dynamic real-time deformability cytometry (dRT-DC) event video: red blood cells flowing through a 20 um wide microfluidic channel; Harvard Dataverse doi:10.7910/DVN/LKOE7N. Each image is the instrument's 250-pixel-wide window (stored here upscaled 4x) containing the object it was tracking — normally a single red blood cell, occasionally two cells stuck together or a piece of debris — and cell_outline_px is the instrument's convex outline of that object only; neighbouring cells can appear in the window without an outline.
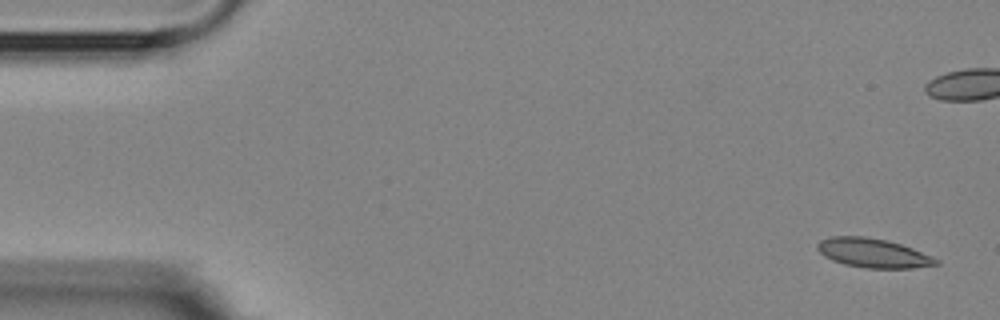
{"species": "Egyptian fruit bat (a non-hibernating species)", "species_latin": "Rousettus aegyptiacus", "temperature_condition": "room temperature", "stored_images_in_passage": 4, "camera_frame_rate_fps": 3000, "um_per_image_px": 0.085, "animal": {"sex": "female"}, "frame": {"image": 1, "passage_image": 1, "time_ms": 0.0, "image_size_px": [1000, 320], "cell_outline_px": [[940, 264], [912, 268], [868, 268], [844, 264], [832, 260], [824, 256], [816, 248], [816, 244], [820, 240], [832, 236], [864, 236], [888, 240], [912, 248], [932, 256], [940, 260]], "centroid_in_image_um": [74.21, 21.5], "position_along_channel_um": 10.8, "area_um2": 20.23}}